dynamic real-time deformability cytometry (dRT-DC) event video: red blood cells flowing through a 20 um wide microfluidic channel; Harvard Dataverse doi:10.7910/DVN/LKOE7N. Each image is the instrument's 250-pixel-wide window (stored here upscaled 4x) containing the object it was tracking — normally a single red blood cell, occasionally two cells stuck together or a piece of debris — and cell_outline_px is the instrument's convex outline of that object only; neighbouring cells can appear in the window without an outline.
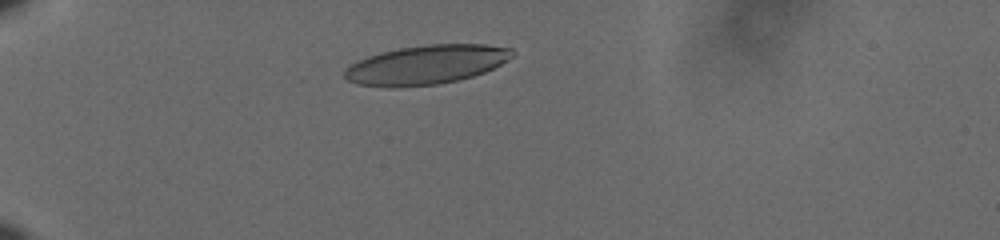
{"species": "human", "species_latin": "Homo sapiens", "temperature_condition": "cold", "stored_images_in_passage": 38, "camera_frame_rate_fps": 3000, "um_per_image_px": 0.085, "donor": {"sex": "male"}, "frame": {"image": 1, "passage_image": 3, "time_ms": 0.667, "image_size_px": [1000, 240], "cell_outline_px": [[516, 52], [512, 56], [500, 64], [484, 72], [472, 76], [456, 80], [436, 84], [392, 88], [388, 88], [356, 84], [348, 80], [344, 76], [344, 72], [352, 64], [368, 56], [380, 52], [400, 48], [428, 44], [484, 44], [512, 48]], "centroid_in_image_um": [36.22, 5.5], "position_along_channel_um": 48.8, "area_um2": 38.03}}
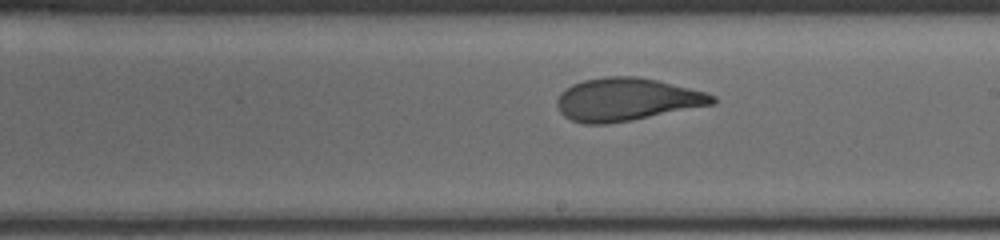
{"frame": {"image": 2, "passage_image": 22, "time_ms": 7.0, "image_size_px": [1000, 240], "cell_outline_px": [[716, 100], [712, 104], [632, 120], [604, 124], [584, 124], [572, 120], [564, 116], [560, 112], [556, 104], [556, 100], [560, 92], [572, 84], [584, 80], [604, 76], [636, 76], [656, 80], [704, 92], [716, 96]], "centroid_in_image_um": [53.2, 8.45], "position_along_channel_um": 235.8, "area_um2": 38.49}}
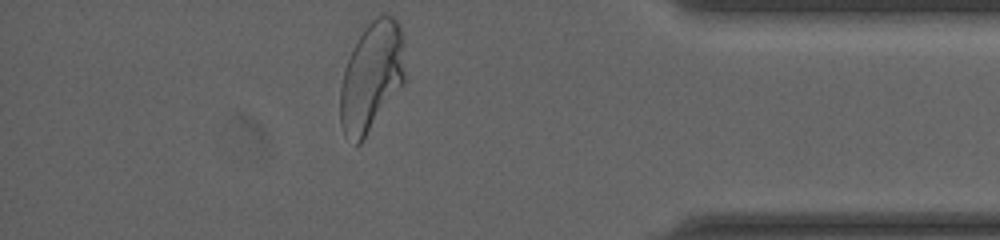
{"frame": {"image": 3, "passage_image": 38, "time_ms": 12.333, "image_size_px": [1000, 240], "cell_outline_px": [[404, 84], [360, 144], [356, 144], [344, 136], [340, 124], [340, 88], [344, 68], [352, 48], [368, 24], [380, 12], [392, 16], [400, 24], [404, 36]], "centroid_in_image_um": [31.59, 6.51], "position_along_channel_um": 403.6, "area_um2": 41.73}, "authors_computed_cell_mechanics": {"area_um2": 38.8994, "velocity_mm_per_s": 3.5873, "shape_relaxation_time_tau1_ms": 5.3507, "shape_relaxation_time_tau2_ms": 0.802, "deformation_change_tau1": 0.2088, "deformation_change_tau2": 0.0752}}